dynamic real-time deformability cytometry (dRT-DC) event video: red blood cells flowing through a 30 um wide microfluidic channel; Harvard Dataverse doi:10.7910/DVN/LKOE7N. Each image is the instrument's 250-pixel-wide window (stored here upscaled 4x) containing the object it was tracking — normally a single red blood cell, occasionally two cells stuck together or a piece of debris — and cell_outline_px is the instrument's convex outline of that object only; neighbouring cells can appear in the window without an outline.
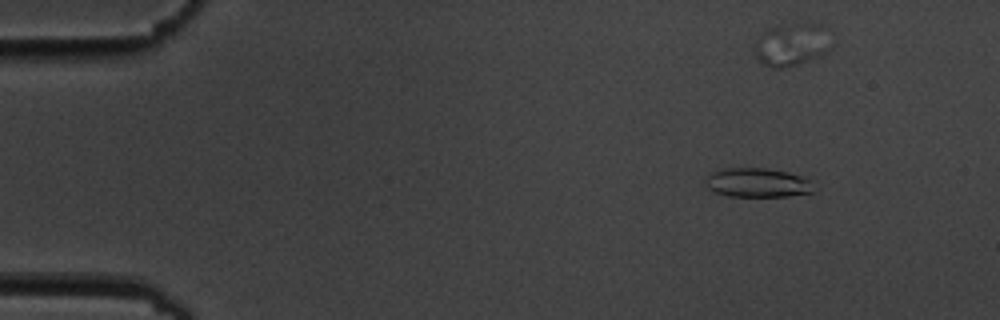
{"species": "common noctule bat (a hibernating species)", "species_latin": "Nyctalus noctula", "temperature_condition": "cold", "stored_images_in_passage": 5, "camera_frame_rate_fps": 3000, "um_per_image_px": 0.085, "animal": {"sex": "male", "body_mass_g": 19.5, "forearm_length_mm": 54.6}, "frame": {"image": 1, "passage_image": 1, "time_ms": 0.0, "image_size_px": [1000, 320], "cell_outline_px": [[812, 192], [788, 196], [728, 196], [716, 192], [708, 188], [704, 184], [704, 180], [712, 172], [720, 168], [768, 168], [788, 172], [804, 176], [808, 180]], "centroid_in_image_um": [64.32, 15.51], "position_along_channel_um": 20.7, "area_um2": 18.32}}
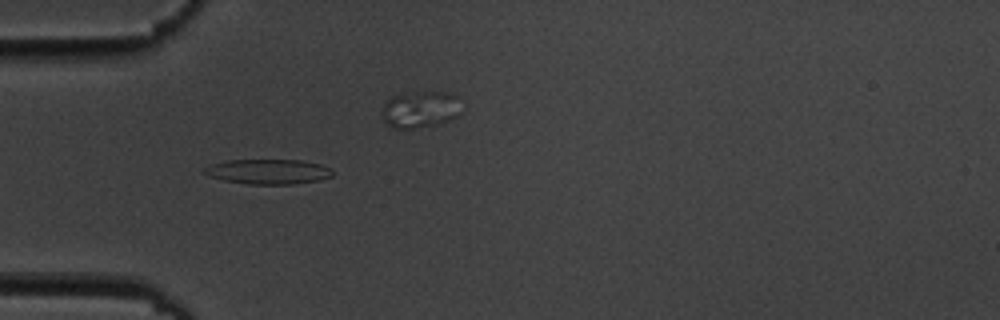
{"frame": {"image": 2, "passage_image": 4, "time_ms": 3.667, "image_size_px": [1000, 320], "cell_outline_px": [[332, 176], [320, 180], [292, 184], [248, 184], [224, 180], [208, 176], [200, 172], [204, 168], [212, 164], [228, 160], [300, 160], [320, 164], [332, 168]], "centroid_in_image_um": [22.78, 14.59], "position_along_channel_um": 62.2, "area_um2": 18.67}}
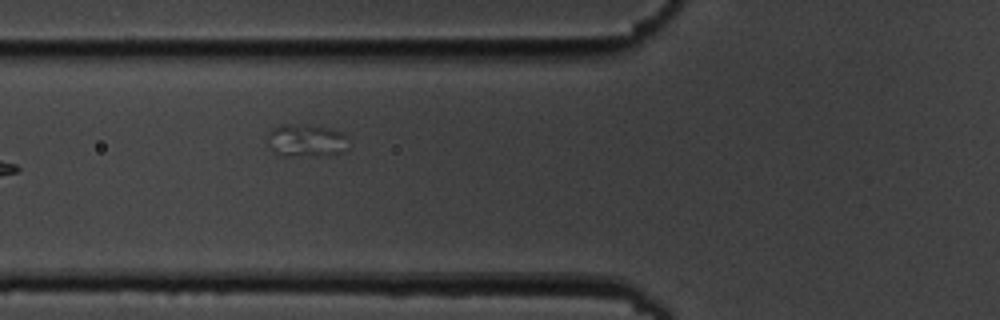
{"frame": {"image": 3, "passage_image": 5, "time_ms": 5.667, "image_size_px": [1000, 320], "cell_outline_px": [[348, 148], [340, 152], [324, 156], [276, 156], [272, 148], [268, 136], [268, 132], [272, 128], [280, 124], [292, 124], [328, 128], [344, 132], [348, 136]], "centroid_in_image_um": [26.05, 11.96], "position_along_channel_um": 99.8, "area_um2": 15.61}}